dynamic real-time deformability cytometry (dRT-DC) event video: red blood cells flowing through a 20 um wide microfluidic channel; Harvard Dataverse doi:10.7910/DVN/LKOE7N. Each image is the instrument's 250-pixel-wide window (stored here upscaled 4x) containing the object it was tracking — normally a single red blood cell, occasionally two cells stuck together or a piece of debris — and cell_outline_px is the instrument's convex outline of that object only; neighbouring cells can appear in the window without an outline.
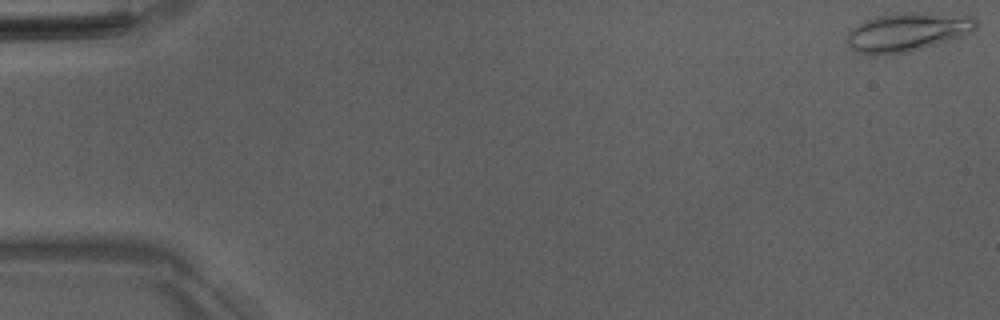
{"species": "Egyptian fruit bat (a non-hibernating species)", "species_latin": "Rousettus aegyptiacus", "temperature_condition": "room temperature", "stored_images_in_passage": 6, "camera_frame_rate_fps": 3000, "um_per_image_px": 0.085, "animal": {"sex": "male"}, "frame": {"image": 1, "passage_image": 1, "time_ms": 0.0, "image_size_px": [1000, 320], "cell_outline_px": [[976, 28], [972, 32], [964, 36], [908, 52], [884, 56], [872, 56], [856, 52], [848, 44], [848, 32], [852, 28], [864, 20], [876, 16], [904, 12], [924, 12], [972, 16], [976, 20]], "centroid_in_image_um": [77.12, 2.73], "position_along_channel_um": 7.9, "area_um2": 29.42}}